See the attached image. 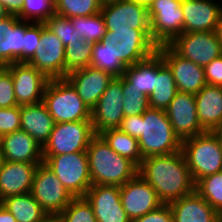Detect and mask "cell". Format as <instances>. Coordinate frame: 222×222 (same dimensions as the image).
<instances>
[{"instance_id":"60d3db41","label":"cell","mask_w":222,"mask_h":222,"mask_svg":"<svg viewBox=\"0 0 222 222\" xmlns=\"http://www.w3.org/2000/svg\"><path fill=\"white\" fill-rule=\"evenodd\" d=\"M14 106H18V104L11 72L5 66H0V108Z\"/></svg>"},{"instance_id":"f35d334b","label":"cell","mask_w":222,"mask_h":222,"mask_svg":"<svg viewBox=\"0 0 222 222\" xmlns=\"http://www.w3.org/2000/svg\"><path fill=\"white\" fill-rule=\"evenodd\" d=\"M123 85V112L124 116H136L143 114L150 106L148 96L143 93H139L134 87H130L128 83L122 77Z\"/></svg>"},{"instance_id":"4fadbf2b","label":"cell","mask_w":222,"mask_h":222,"mask_svg":"<svg viewBox=\"0 0 222 222\" xmlns=\"http://www.w3.org/2000/svg\"><path fill=\"white\" fill-rule=\"evenodd\" d=\"M123 99L122 77H114L91 109V122L95 134L120 126L124 118Z\"/></svg>"},{"instance_id":"e0dca14e","label":"cell","mask_w":222,"mask_h":222,"mask_svg":"<svg viewBox=\"0 0 222 222\" xmlns=\"http://www.w3.org/2000/svg\"><path fill=\"white\" fill-rule=\"evenodd\" d=\"M120 200L131 221L163 204L153 187L138 174L120 186Z\"/></svg>"},{"instance_id":"8d00e7d4","label":"cell","mask_w":222,"mask_h":222,"mask_svg":"<svg viewBox=\"0 0 222 222\" xmlns=\"http://www.w3.org/2000/svg\"><path fill=\"white\" fill-rule=\"evenodd\" d=\"M195 190L217 212H222V171L201 178L195 184Z\"/></svg>"},{"instance_id":"b9f144b4","label":"cell","mask_w":222,"mask_h":222,"mask_svg":"<svg viewBox=\"0 0 222 222\" xmlns=\"http://www.w3.org/2000/svg\"><path fill=\"white\" fill-rule=\"evenodd\" d=\"M42 23H31L24 32V62H29L41 47Z\"/></svg>"},{"instance_id":"52a82bcc","label":"cell","mask_w":222,"mask_h":222,"mask_svg":"<svg viewBox=\"0 0 222 222\" xmlns=\"http://www.w3.org/2000/svg\"><path fill=\"white\" fill-rule=\"evenodd\" d=\"M105 39L115 59L126 67L134 65L154 54L158 45L152 40L151 30L106 31Z\"/></svg>"},{"instance_id":"ffe728a7","label":"cell","mask_w":222,"mask_h":222,"mask_svg":"<svg viewBox=\"0 0 222 222\" xmlns=\"http://www.w3.org/2000/svg\"><path fill=\"white\" fill-rule=\"evenodd\" d=\"M113 78L111 74L90 65L71 71L65 77L90 110L96 105Z\"/></svg>"},{"instance_id":"f907efd6","label":"cell","mask_w":222,"mask_h":222,"mask_svg":"<svg viewBox=\"0 0 222 222\" xmlns=\"http://www.w3.org/2000/svg\"><path fill=\"white\" fill-rule=\"evenodd\" d=\"M215 33H216L217 38L219 39V41L222 44V12H221L219 21L216 25Z\"/></svg>"},{"instance_id":"e575fe53","label":"cell","mask_w":222,"mask_h":222,"mask_svg":"<svg viewBox=\"0 0 222 222\" xmlns=\"http://www.w3.org/2000/svg\"><path fill=\"white\" fill-rule=\"evenodd\" d=\"M55 14V0H24L23 7L17 18L26 22L45 23Z\"/></svg>"},{"instance_id":"d6a6232c","label":"cell","mask_w":222,"mask_h":222,"mask_svg":"<svg viewBox=\"0 0 222 222\" xmlns=\"http://www.w3.org/2000/svg\"><path fill=\"white\" fill-rule=\"evenodd\" d=\"M94 43L79 39L65 46V77L71 71L90 65Z\"/></svg>"},{"instance_id":"5b68a950","label":"cell","mask_w":222,"mask_h":222,"mask_svg":"<svg viewBox=\"0 0 222 222\" xmlns=\"http://www.w3.org/2000/svg\"><path fill=\"white\" fill-rule=\"evenodd\" d=\"M43 103L55 123L91 121V110L65 78L48 81Z\"/></svg>"},{"instance_id":"30bf717a","label":"cell","mask_w":222,"mask_h":222,"mask_svg":"<svg viewBox=\"0 0 222 222\" xmlns=\"http://www.w3.org/2000/svg\"><path fill=\"white\" fill-rule=\"evenodd\" d=\"M30 193L48 216H58L74 198L44 162L35 171Z\"/></svg>"},{"instance_id":"3957f363","label":"cell","mask_w":222,"mask_h":222,"mask_svg":"<svg viewBox=\"0 0 222 222\" xmlns=\"http://www.w3.org/2000/svg\"><path fill=\"white\" fill-rule=\"evenodd\" d=\"M139 149L144 158L181 151L182 141L174 133L166 111L149 107L140 121Z\"/></svg>"},{"instance_id":"2e32d148","label":"cell","mask_w":222,"mask_h":222,"mask_svg":"<svg viewBox=\"0 0 222 222\" xmlns=\"http://www.w3.org/2000/svg\"><path fill=\"white\" fill-rule=\"evenodd\" d=\"M28 63L49 80L65 78V46L45 23H42L41 47Z\"/></svg>"},{"instance_id":"ee69618b","label":"cell","mask_w":222,"mask_h":222,"mask_svg":"<svg viewBox=\"0 0 222 222\" xmlns=\"http://www.w3.org/2000/svg\"><path fill=\"white\" fill-rule=\"evenodd\" d=\"M132 222H174V217L169 204H162L156 210L148 212Z\"/></svg>"},{"instance_id":"1f68e13d","label":"cell","mask_w":222,"mask_h":222,"mask_svg":"<svg viewBox=\"0 0 222 222\" xmlns=\"http://www.w3.org/2000/svg\"><path fill=\"white\" fill-rule=\"evenodd\" d=\"M108 44L105 38L94 43L90 66L103 70L113 77H122L127 67L119 59H115Z\"/></svg>"},{"instance_id":"cb8c5ba5","label":"cell","mask_w":222,"mask_h":222,"mask_svg":"<svg viewBox=\"0 0 222 222\" xmlns=\"http://www.w3.org/2000/svg\"><path fill=\"white\" fill-rule=\"evenodd\" d=\"M197 117L206 132L222 126V86L206 84L196 95Z\"/></svg>"},{"instance_id":"4316f807","label":"cell","mask_w":222,"mask_h":222,"mask_svg":"<svg viewBox=\"0 0 222 222\" xmlns=\"http://www.w3.org/2000/svg\"><path fill=\"white\" fill-rule=\"evenodd\" d=\"M177 92L170 68L164 63L160 53L156 51L154 91L148 97L149 106L165 111Z\"/></svg>"},{"instance_id":"f5cc1de1","label":"cell","mask_w":222,"mask_h":222,"mask_svg":"<svg viewBox=\"0 0 222 222\" xmlns=\"http://www.w3.org/2000/svg\"><path fill=\"white\" fill-rule=\"evenodd\" d=\"M41 222H61L60 218L58 216H47L43 221Z\"/></svg>"},{"instance_id":"8fae6325","label":"cell","mask_w":222,"mask_h":222,"mask_svg":"<svg viewBox=\"0 0 222 222\" xmlns=\"http://www.w3.org/2000/svg\"><path fill=\"white\" fill-rule=\"evenodd\" d=\"M179 56L205 67L222 55L215 31L183 33L168 44Z\"/></svg>"},{"instance_id":"277c9868","label":"cell","mask_w":222,"mask_h":222,"mask_svg":"<svg viewBox=\"0 0 222 222\" xmlns=\"http://www.w3.org/2000/svg\"><path fill=\"white\" fill-rule=\"evenodd\" d=\"M181 151L195 184L222 171V146L214 132H205L182 141Z\"/></svg>"},{"instance_id":"7c38bea8","label":"cell","mask_w":222,"mask_h":222,"mask_svg":"<svg viewBox=\"0 0 222 222\" xmlns=\"http://www.w3.org/2000/svg\"><path fill=\"white\" fill-rule=\"evenodd\" d=\"M106 31L151 30L147 6L132 0H119L102 5Z\"/></svg>"},{"instance_id":"7a4b0ae2","label":"cell","mask_w":222,"mask_h":222,"mask_svg":"<svg viewBox=\"0 0 222 222\" xmlns=\"http://www.w3.org/2000/svg\"><path fill=\"white\" fill-rule=\"evenodd\" d=\"M92 185L122 186L138 174V167L96 134L86 150Z\"/></svg>"},{"instance_id":"11a10c76","label":"cell","mask_w":222,"mask_h":222,"mask_svg":"<svg viewBox=\"0 0 222 222\" xmlns=\"http://www.w3.org/2000/svg\"><path fill=\"white\" fill-rule=\"evenodd\" d=\"M132 1H134L135 3L143 4L148 7L149 4L152 3L154 0H132Z\"/></svg>"},{"instance_id":"d6986e66","label":"cell","mask_w":222,"mask_h":222,"mask_svg":"<svg viewBox=\"0 0 222 222\" xmlns=\"http://www.w3.org/2000/svg\"><path fill=\"white\" fill-rule=\"evenodd\" d=\"M85 198L90 202L97 222H132L120 200V186L92 185Z\"/></svg>"},{"instance_id":"7bdbcfd3","label":"cell","mask_w":222,"mask_h":222,"mask_svg":"<svg viewBox=\"0 0 222 222\" xmlns=\"http://www.w3.org/2000/svg\"><path fill=\"white\" fill-rule=\"evenodd\" d=\"M21 129L20 106L0 108V135H6Z\"/></svg>"},{"instance_id":"681fc988","label":"cell","mask_w":222,"mask_h":222,"mask_svg":"<svg viewBox=\"0 0 222 222\" xmlns=\"http://www.w3.org/2000/svg\"><path fill=\"white\" fill-rule=\"evenodd\" d=\"M0 222H16L14 216L0 203Z\"/></svg>"},{"instance_id":"83f0119b","label":"cell","mask_w":222,"mask_h":222,"mask_svg":"<svg viewBox=\"0 0 222 222\" xmlns=\"http://www.w3.org/2000/svg\"><path fill=\"white\" fill-rule=\"evenodd\" d=\"M0 203L14 216L16 222H41L48 216L30 192L4 198Z\"/></svg>"},{"instance_id":"f6af8a7d","label":"cell","mask_w":222,"mask_h":222,"mask_svg":"<svg viewBox=\"0 0 222 222\" xmlns=\"http://www.w3.org/2000/svg\"><path fill=\"white\" fill-rule=\"evenodd\" d=\"M204 73L207 84L222 86V55L207 64Z\"/></svg>"},{"instance_id":"5bb4252c","label":"cell","mask_w":222,"mask_h":222,"mask_svg":"<svg viewBox=\"0 0 222 222\" xmlns=\"http://www.w3.org/2000/svg\"><path fill=\"white\" fill-rule=\"evenodd\" d=\"M12 75L18 106L43 102L49 79L28 62H16L5 66Z\"/></svg>"},{"instance_id":"836d02e7","label":"cell","mask_w":222,"mask_h":222,"mask_svg":"<svg viewBox=\"0 0 222 222\" xmlns=\"http://www.w3.org/2000/svg\"><path fill=\"white\" fill-rule=\"evenodd\" d=\"M78 35L90 42H100L106 34V26L101 12L88 17L70 18Z\"/></svg>"},{"instance_id":"d4e9b609","label":"cell","mask_w":222,"mask_h":222,"mask_svg":"<svg viewBox=\"0 0 222 222\" xmlns=\"http://www.w3.org/2000/svg\"><path fill=\"white\" fill-rule=\"evenodd\" d=\"M174 222H215L217 212L195 190L169 204Z\"/></svg>"},{"instance_id":"603a6c76","label":"cell","mask_w":222,"mask_h":222,"mask_svg":"<svg viewBox=\"0 0 222 222\" xmlns=\"http://www.w3.org/2000/svg\"><path fill=\"white\" fill-rule=\"evenodd\" d=\"M0 146L5 161L43 163L42 147L34 138L21 129L3 135Z\"/></svg>"},{"instance_id":"f1b7e54d","label":"cell","mask_w":222,"mask_h":222,"mask_svg":"<svg viewBox=\"0 0 222 222\" xmlns=\"http://www.w3.org/2000/svg\"><path fill=\"white\" fill-rule=\"evenodd\" d=\"M130 87L139 90L145 96H150L154 91L155 83V53L148 58L128 66L122 76Z\"/></svg>"},{"instance_id":"44dd1931","label":"cell","mask_w":222,"mask_h":222,"mask_svg":"<svg viewBox=\"0 0 222 222\" xmlns=\"http://www.w3.org/2000/svg\"><path fill=\"white\" fill-rule=\"evenodd\" d=\"M184 33L215 31L222 6L212 0H182Z\"/></svg>"},{"instance_id":"f546056e","label":"cell","mask_w":222,"mask_h":222,"mask_svg":"<svg viewBox=\"0 0 222 222\" xmlns=\"http://www.w3.org/2000/svg\"><path fill=\"white\" fill-rule=\"evenodd\" d=\"M99 135L114 152L128 158L137 167L141 165L143 157L139 149L138 139L133 138L119 128L106 129Z\"/></svg>"},{"instance_id":"6da1fadb","label":"cell","mask_w":222,"mask_h":222,"mask_svg":"<svg viewBox=\"0 0 222 222\" xmlns=\"http://www.w3.org/2000/svg\"><path fill=\"white\" fill-rule=\"evenodd\" d=\"M138 175L153 187L163 204L195 191V182L182 151L144 158Z\"/></svg>"},{"instance_id":"ab89813d","label":"cell","mask_w":222,"mask_h":222,"mask_svg":"<svg viewBox=\"0 0 222 222\" xmlns=\"http://www.w3.org/2000/svg\"><path fill=\"white\" fill-rule=\"evenodd\" d=\"M45 25L62 41L64 46L81 39L69 18L55 14L45 22Z\"/></svg>"},{"instance_id":"7dc6e473","label":"cell","mask_w":222,"mask_h":222,"mask_svg":"<svg viewBox=\"0 0 222 222\" xmlns=\"http://www.w3.org/2000/svg\"><path fill=\"white\" fill-rule=\"evenodd\" d=\"M19 19L15 15H9L0 21V66H4V37L5 33L13 27Z\"/></svg>"},{"instance_id":"8992f818","label":"cell","mask_w":222,"mask_h":222,"mask_svg":"<svg viewBox=\"0 0 222 222\" xmlns=\"http://www.w3.org/2000/svg\"><path fill=\"white\" fill-rule=\"evenodd\" d=\"M43 162L73 197H85L92 186L86 152L43 156Z\"/></svg>"},{"instance_id":"ba28073f","label":"cell","mask_w":222,"mask_h":222,"mask_svg":"<svg viewBox=\"0 0 222 222\" xmlns=\"http://www.w3.org/2000/svg\"><path fill=\"white\" fill-rule=\"evenodd\" d=\"M95 135L91 121L55 123L48 141L42 147V155L86 152Z\"/></svg>"},{"instance_id":"bcb514c9","label":"cell","mask_w":222,"mask_h":222,"mask_svg":"<svg viewBox=\"0 0 222 222\" xmlns=\"http://www.w3.org/2000/svg\"><path fill=\"white\" fill-rule=\"evenodd\" d=\"M140 121H142V114L136 116H124L118 128L133 138L139 139Z\"/></svg>"},{"instance_id":"ac0fdd59","label":"cell","mask_w":222,"mask_h":222,"mask_svg":"<svg viewBox=\"0 0 222 222\" xmlns=\"http://www.w3.org/2000/svg\"><path fill=\"white\" fill-rule=\"evenodd\" d=\"M165 111L181 141L206 132L197 117L194 94L177 92Z\"/></svg>"},{"instance_id":"9f6ffc18","label":"cell","mask_w":222,"mask_h":222,"mask_svg":"<svg viewBox=\"0 0 222 222\" xmlns=\"http://www.w3.org/2000/svg\"><path fill=\"white\" fill-rule=\"evenodd\" d=\"M4 162H5V159H4V155H3V152H2V149H1V146H0V172H1V169L3 167Z\"/></svg>"},{"instance_id":"6f0895ef","label":"cell","mask_w":222,"mask_h":222,"mask_svg":"<svg viewBox=\"0 0 222 222\" xmlns=\"http://www.w3.org/2000/svg\"><path fill=\"white\" fill-rule=\"evenodd\" d=\"M215 222H222V212L217 213L215 218Z\"/></svg>"},{"instance_id":"9c48e42d","label":"cell","mask_w":222,"mask_h":222,"mask_svg":"<svg viewBox=\"0 0 222 222\" xmlns=\"http://www.w3.org/2000/svg\"><path fill=\"white\" fill-rule=\"evenodd\" d=\"M182 0H154L147 7L152 40L158 45L169 44L184 33Z\"/></svg>"},{"instance_id":"74e56055","label":"cell","mask_w":222,"mask_h":222,"mask_svg":"<svg viewBox=\"0 0 222 222\" xmlns=\"http://www.w3.org/2000/svg\"><path fill=\"white\" fill-rule=\"evenodd\" d=\"M58 217L61 222H97L91 204L85 197H74Z\"/></svg>"},{"instance_id":"4dcf8cb0","label":"cell","mask_w":222,"mask_h":222,"mask_svg":"<svg viewBox=\"0 0 222 222\" xmlns=\"http://www.w3.org/2000/svg\"><path fill=\"white\" fill-rule=\"evenodd\" d=\"M30 22L18 20L4 37V66L24 62V32Z\"/></svg>"},{"instance_id":"680465c9","label":"cell","mask_w":222,"mask_h":222,"mask_svg":"<svg viewBox=\"0 0 222 222\" xmlns=\"http://www.w3.org/2000/svg\"><path fill=\"white\" fill-rule=\"evenodd\" d=\"M101 2L102 5L107 4V3H111V2H116L119 0H99Z\"/></svg>"},{"instance_id":"7402d4cb","label":"cell","mask_w":222,"mask_h":222,"mask_svg":"<svg viewBox=\"0 0 222 222\" xmlns=\"http://www.w3.org/2000/svg\"><path fill=\"white\" fill-rule=\"evenodd\" d=\"M39 164L41 163L5 161L0 172V201L29 193Z\"/></svg>"},{"instance_id":"9a60e30c","label":"cell","mask_w":222,"mask_h":222,"mask_svg":"<svg viewBox=\"0 0 222 222\" xmlns=\"http://www.w3.org/2000/svg\"><path fill=\"white\" fill-rule=\"evenodd\" d=\"M157 51L170 68L178 92L196 95L207 84L204 67L179 56L168 44L158 46Z\"/></svg>"},{"instance_id":"816d5d0a","label":"cell","mask_w":222,"mask_h":222,"mask_svg":"<svg viewBox=\"0 0 222 222\" xmlns=\"http://www.w3.org/2000/svg\"><path fill=\"white\" fill-rule=\"evenodd\" d=\"M10 14L6 11L5 7L0 3V21L8 17Z\"/></svg>"},{"instance_id":"c3c4849f","label":"cell","mask_w":222,"mask_h":222,"mask_svg":"<svg viewBox=\"0 0 222 222\" xmlns=\"http://www.w3.org/2000/svg\"><path fill=\"white\" fill-rule=\"evenodd\" d=\"M0 3L10 15L17 16L21 12L24 0H0Z\"/></svg>"},{"instance_id":"484cf974","label":"cell","mask_w":222,"mask_h":222,"mask_svg":"<svg viewBox=\"0 0 222 222\" xmlns=\"http://www.w3.org/2000/svg\"><path fill=\"white\" fill-rule=\"evenodd\" d=\"M21 130L27 132L43 147L48 141L55 122L46 105L41 102L20 106Z\"/></svg>"},{"instance_id":"db71d44e","label":"cell","mask_w":222,"mask_h":222,"mask_svg":"<svg viewBox=\"0 0 222 222\" xmlns=\"http://www.w3.org/2000/svg\"><path fill=\"white\" fill-rule=\"evenodd\" d=\"M218 137L220 144L222 146V126L213 131Z\"/></svg>"},{"instance_id":"d590c367","label":"cell","mask_w":222,"mask_h":222,"mask_svg":"<svg viewBox=\"0 0 222 222\" xmlns=\"http://www.w3.org/2000/svg\"><path fill=\"white\" fill-rule=\"evenodd\" d=\"M56 14L66 18L88 17L101 11L99 0H55Z\"/></svg>"}]
</instances>
